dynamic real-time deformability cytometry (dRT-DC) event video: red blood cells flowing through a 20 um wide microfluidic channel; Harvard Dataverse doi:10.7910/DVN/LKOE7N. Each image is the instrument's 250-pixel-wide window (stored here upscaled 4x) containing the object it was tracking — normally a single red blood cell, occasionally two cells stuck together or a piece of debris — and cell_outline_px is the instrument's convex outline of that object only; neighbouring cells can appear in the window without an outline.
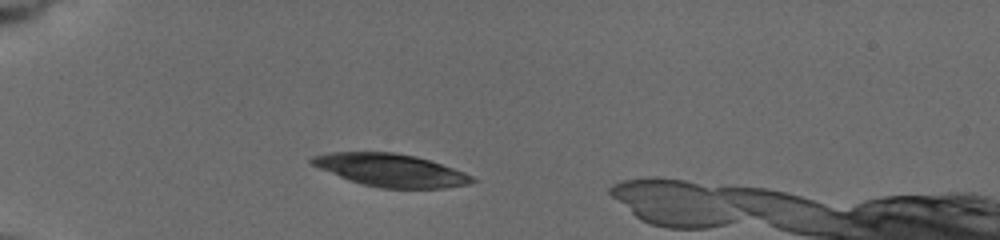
{"species": "common noctule bat (a hibernating species)", "species_latin": "Nyctalus noctula", "temperature_condition": "cold", "stored_images_in_passage": 54, "camera_frame_rate_fps": 3000, "um_per_image_px": 0.085, "animal": {"sex": "female", "body_mass_g": 19.5, "forearm_length_mm": 54.1}, "frame": {"image": 1, "passage_image": 7, "time_ms": 2.333, "image_size_px": [1000, 240], "cell_outline_px": [[476, 180], [468, 184], [444, 188], [380, 188], [348, 180], [308, 164], [308, 160], [312, 156], [332, 152], [396, 152], [416, 156], [464, 172], [472, 176]], "centroid_in_image_um": [33.15, 14.46], "position_along_channel_um": 51.8, "area_um2": 30.52}}
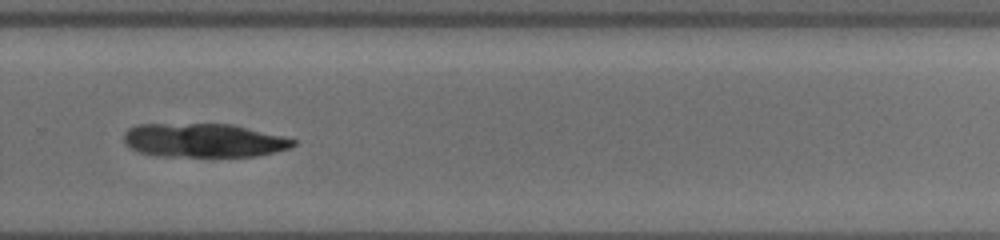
{"frame": {"image": 2, "passage_image": 44, "time_ms": 10.0, "image_size_px": [1000, 240], "cell_outline_px": [[296, 144], [288, 148], [256, 156], [156, 156], [140, 152], [132, 148], [124, 140], [124, 132], [128, 128], [136, 124], [232, 124], [296, 140]], "centroid_in_image_um": [17.26, 11.93], "position_along_channel_um": 312.5, "area_um2": 33.0}}
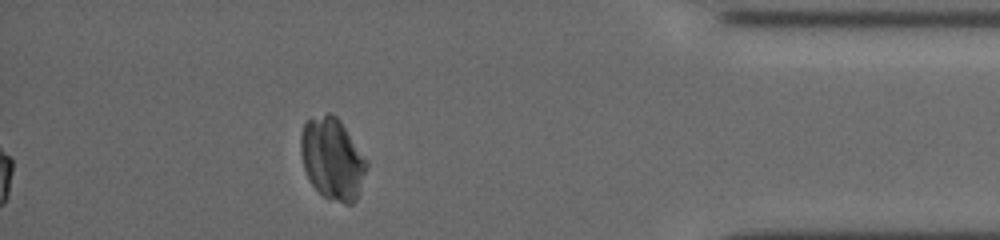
{"frame": {"image": 3, "passage_image": 54, "time_ms": 13.333, "image_size_px": [1000, 240], "cell_outline_px": [[368, 164], [356, 200], [352, 204], [344, 204], [324, 196], [312, 184], [304, 168], [300, 152], [300, 132], [304, 124], [308, 120], [328, 112], [332, 112], [340, 120], [368, 160]], "centroid_in_image_um": [28.25, 13.47], "position_along_channel_um": 406.9, "area_um2": 31.33}}